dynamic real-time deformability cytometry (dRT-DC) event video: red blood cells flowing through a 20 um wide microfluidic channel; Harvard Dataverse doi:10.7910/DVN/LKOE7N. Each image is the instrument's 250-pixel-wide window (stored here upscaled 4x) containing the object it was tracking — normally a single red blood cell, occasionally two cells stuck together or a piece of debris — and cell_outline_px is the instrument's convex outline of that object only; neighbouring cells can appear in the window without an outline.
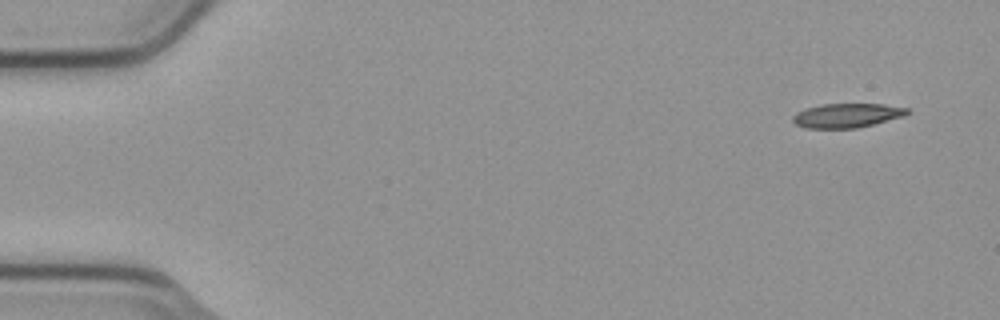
{"species": "common noctule bat (a hibernating species)", "species_latin": "Nyctalus noctula", "temperature_condition": "cold", "stored_images_in_passage": 3, "camera_frame_rate_fps": 3000, "um_per_image_px": 0.085, "animal": {"sex": "male", "body_mass_g": 23.1, "forearm_length_mm": 52.7}, "frame": {"image": 1, "passage_image": 1, "time_ms": 0.0, "image_size_px": [1000, 320], "cell_outline_px": [[908, 112], [904, 116], [856, 128], [804, 128], [796, 124], [792, 120], [792, 116], [796, 112], [804, 108], [820, 104], [884, 104], [908, 108]], "centroid_in_image_um": [71.93, 9.81], "position_along_channel_um": 13.1, "area_um2": 16.13}}
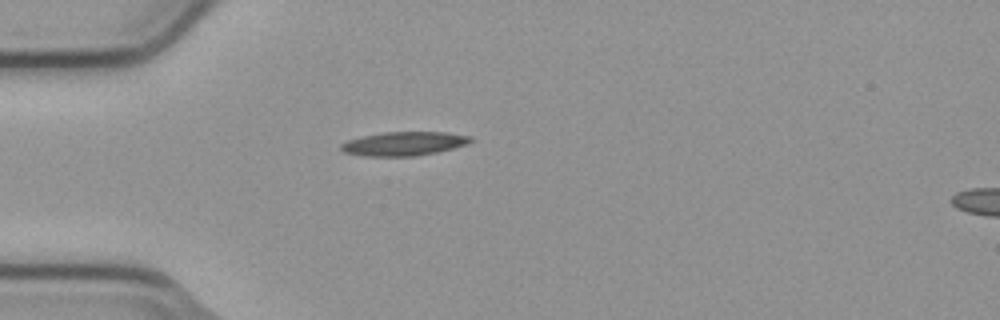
{"frame": {"image": 2, "passage_image": 3, "time_ms": 0.667, "image_size_px": [1000, 320], "cell_outline_px": [[472, 140], [464, 144], [452, 148], [436, 152], [412, 156], [364, 156], [344, 152], [340, 148], [340, 144], [348, 140], [364, 136], [384, 132], [448, 132], [472, 136]], "centroid_in_image_um": [34.31, 12.2], "position_along_channel_um": 50.7, "area_um2": 17.8}}